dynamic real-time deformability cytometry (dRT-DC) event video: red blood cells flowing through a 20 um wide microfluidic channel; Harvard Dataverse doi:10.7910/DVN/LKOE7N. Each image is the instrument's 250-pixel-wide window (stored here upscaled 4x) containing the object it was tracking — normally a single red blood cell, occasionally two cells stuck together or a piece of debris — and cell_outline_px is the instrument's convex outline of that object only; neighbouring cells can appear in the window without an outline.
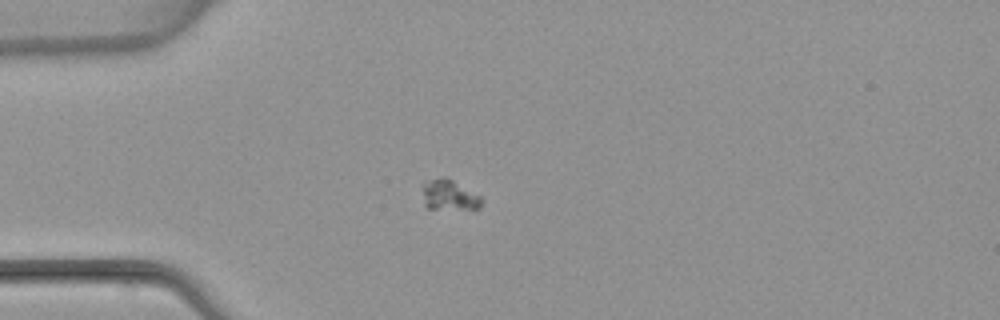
{"species": "common noctule bat (a hibernating species)", "species_latin": "Nyctalus noctula", "temperature_condition": "warm", "stored_images_in_passage": 4, "camera_frame_rate_fps": 3000, "um_per_image_px": 0.085, "animal": {"sex": "female", "body_mass_g": 22.7, "forearm_length_mm": 54.2}, "frame": {"image": 1, "passage_image": 4, "time_ms": 3.667, "image_size_px": [1000, 320], "cell_outline_px": [[480, 208], [476, 212], [428, 208], [424, 204], [424, 184], [432, 180], [444, 176], [448, 176], [480, 196]], "centroid_in_image_um": [38.26, 16.64], "position_along_channel_um": 46.7, "area_um2": 10.81}}